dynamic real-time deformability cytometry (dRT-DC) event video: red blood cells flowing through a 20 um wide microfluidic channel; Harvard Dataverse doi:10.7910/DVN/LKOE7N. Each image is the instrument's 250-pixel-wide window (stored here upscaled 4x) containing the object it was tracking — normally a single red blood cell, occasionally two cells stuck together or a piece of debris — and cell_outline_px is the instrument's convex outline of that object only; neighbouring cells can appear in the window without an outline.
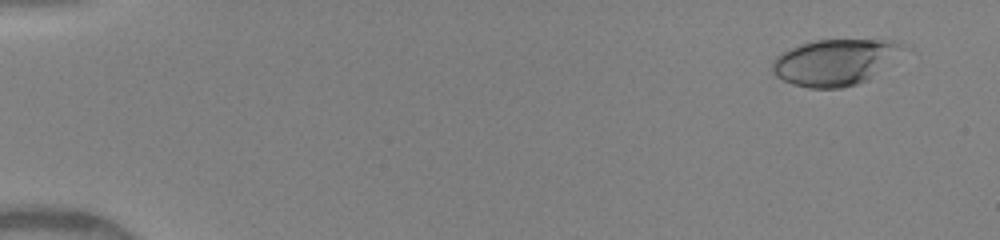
{"species": "human", "species_latin": "Homo sapiens", "temperature_condition": "warm", "stored_images_in_passage": 50, "camera_frame_rate_fps": 3000, "um_per_image_px": 0.085, "donor": {"sex": "female"}, "frame": {"image": 1, "passage_image": 4, "time_ms": 1.0, "image_size_px": [1000, 240], "cell_outline_px": [[904, 44], [900, 48], [864, 80], [856, 84], [840, 88], [808, 88], [792, 84], [776, 76], [772, 72], [772, 64], [776, 56], [788, 48], [800, 44], [816, 40], [892, 40]], "centroid_in_image_um": [70.76, 5.28], "position_along_channel_um": 14.2, "area_um2": 33.64}}
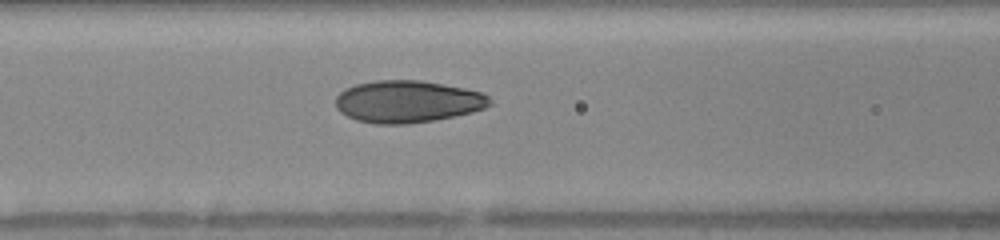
{"frame": {"image": 2, "passage_image": 23, "time_ms": 7.333, "image_size_px": [1000, 240], "cell_outline_px": [[492, 104], [484, 108], [472, 112], [432, 120], [404, 124], [376, 124], [356, 120], [340, 112], [336, 108], [336, 96], [344, 88], [356, 84], [376, 80], [420, 80], [444, 84], [464, 88], [480, 92], [488, 96]], "centroid_in_image_um": [34.61, 8.62], "position_along_channel_um": 132.0, "area_um2": 37.74}}
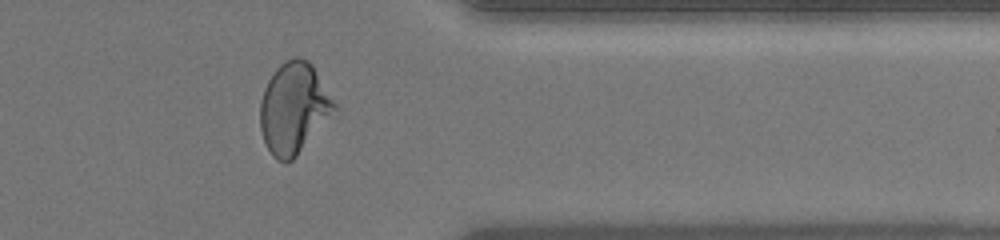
{"frame": {"image": 3, "passage_image": 42, "time_ms": 13.667, "image_size_px": [1000, 240], "cell_outline_px": [[340, 112], [292, 160], [276, 160], [272, 156], [264, 140], [260, 128], [260, 104], [264, 88], [268, 80], [276, 68], [284, 60], [292, 56], [300, 56], [308, 60], [312, 64], [336, 104]], "centroid_in_image_um": [25.02, 9.19], "position_along_channel_um": 386.4, "area_um2": 40.06}, "authors_computed_cell_mechanics": {"area_um2": 37.1076, "velocity_mm_per_s": 4.1135, "shape_relaxation_time_tau1_ms": 4.9602, "shape_relaxation_time_tau2_ms": 0.6081, "deformation_change_tau1": 0.1878, "deformation_change_tau2": 0.0559}}